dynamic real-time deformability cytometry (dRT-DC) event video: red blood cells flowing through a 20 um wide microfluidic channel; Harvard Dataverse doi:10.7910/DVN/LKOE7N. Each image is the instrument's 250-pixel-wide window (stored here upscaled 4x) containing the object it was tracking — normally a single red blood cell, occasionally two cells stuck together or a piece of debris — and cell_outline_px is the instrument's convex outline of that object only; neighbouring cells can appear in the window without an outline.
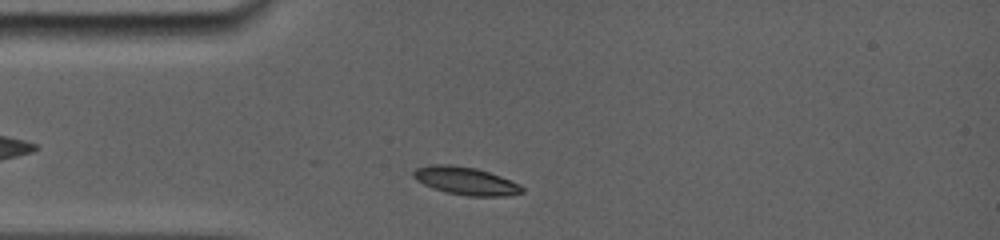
{"species": "common noctule bat (a hibernating species)", "species_latin": "Nyctalus noctula", "temperature_condition": "room temperature", "stored_images_in_passage": 16, "camera_frame_rate_fps": 5000, "um_per_image_px": 0.085, "animal": {"sex": "female", "body_mass_g": 19.0, "forearm_length_mm": 56.7}, "frame": {"image": 1, "passage_image": 2, "time_ms": 0.8, "image_size_px": [1000, 240], "cell_outline_px": [[524, 192], [512, 196], [468, 196], [444, 192], [432, 188], [416, 180], [412, 176], [412, 172], [416, 168], [432, 164], [452, 164], [476, 168], [512, 180], [520, 184], [524, 188]], "centroid_in_image_um": [39.6, 15.38], "position_along_channel_um": 45.4, "area_um2": 17.92}}
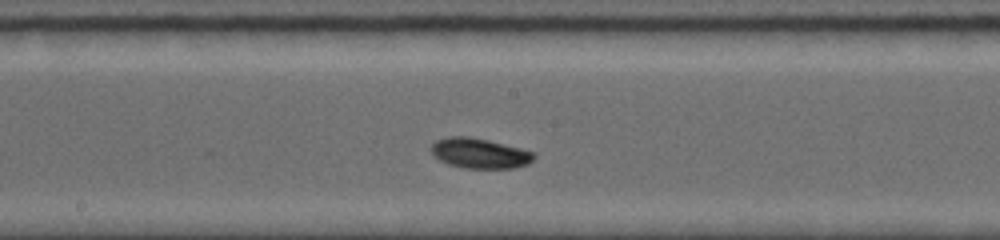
{"frame": {"image": 2, "passage_image": 8, "time_ms": 5.4, "image_size_px": [1000, 240], "cell_outline_px": [[536, 156], [528, 164], [516, 168], [464, 168], [448, 164], [440, 160], [432, 152], [432, 144], [436, 140], [452, 136], [464, 136], [484, 140], [532, 152]], "centroid_in_image_um": [40.75, 13.05], "position_along_channel_um": 207.5, "area_um2": 17.46}}
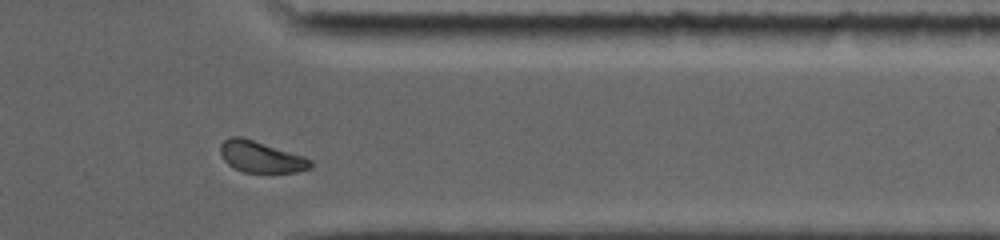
{"frame": {"image": 3, "passage_image": 15, "time_ms": 10.2, "image_size_px": [1000, 240], "cell_outline_px": [[312, 168], [296, 172], [244, 172], [228, 164], [220, 156], [220, 144], [228, 136], [240, 136], [304, 156], [312, 160]], "centroid_in_image_um": [22.17, 13.33], "position_along_channel_um": 389.2, "area_um2": 16.42}, "authors_computed_cell_mechanics": {"area_um2": 17.1377, "velocity_mm_per_s": 3.7752, "shape_relaxation_time_tau1_ms": 3.2063, "shape_relaxation_time_tau2_ms": null, "deformation_change_tau1": 0.0696, "deformation_change_tau2": null}}